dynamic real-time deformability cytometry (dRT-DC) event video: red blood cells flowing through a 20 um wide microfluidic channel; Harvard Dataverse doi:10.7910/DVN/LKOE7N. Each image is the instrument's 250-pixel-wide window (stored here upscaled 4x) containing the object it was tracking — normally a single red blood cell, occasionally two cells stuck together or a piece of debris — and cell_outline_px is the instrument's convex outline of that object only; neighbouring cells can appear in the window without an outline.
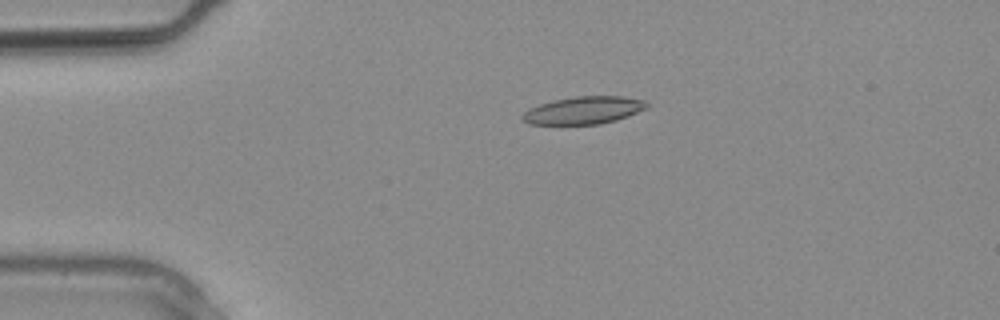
{"species": "common noctule bat (a hibernating species)", "species_latin": "Nyctalus noctula", "temperature_condition": "warm", "stored_images_in_passage": 26, "camera_frame_rate_fps": 3000, "um_per_image_px": 0.085, "animal": {"sex": "male", "body_mass_g": 20.4}, "frame": {"image": 1, "passage_image": 5, "time_ms": 1.333, "image_size_px": [1000, 320], "cell_outline_px": [[648, 108], [628, 116], [616, 120], [600, 124], [528, 124], [520, 116], [528, 108], [552, 100], [576, 96], [620, 96], [644, 100], [648, 104]], "centroid_in_image_um": [49.6, 9.37], "position_along_channel_um": 35.4, "area_um2": 20.0}}
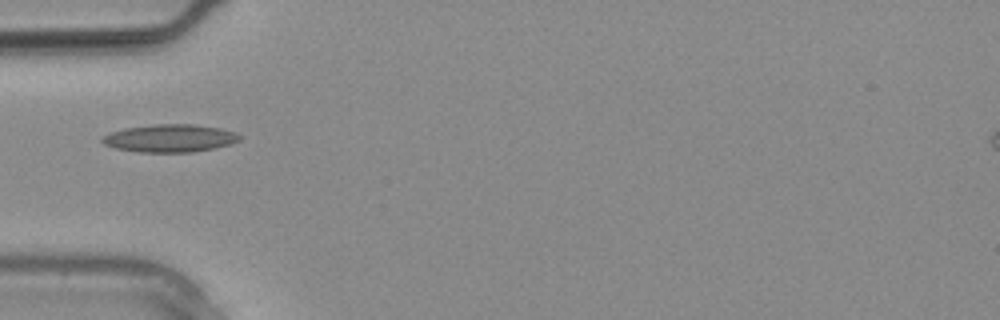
{"frame": {"image": 2, "passage_image": 8, "time_ms": 2.333, "image_size_px": [1000, 320], "cell_outline_px": [[244, 136], [240, 140], [232, 144], [216, 148], [192, 152], [136, 152], [116, 148], [104, 144], [100, 140], [104, 136], [112, 132], [124, 128], [156, 124], [196, 124], [220, 128], [236, 132]], "centroid_in_image_um": [14.51, 11.75], "position_along_channel_um": 70.5, "area_um2": 22.43}}